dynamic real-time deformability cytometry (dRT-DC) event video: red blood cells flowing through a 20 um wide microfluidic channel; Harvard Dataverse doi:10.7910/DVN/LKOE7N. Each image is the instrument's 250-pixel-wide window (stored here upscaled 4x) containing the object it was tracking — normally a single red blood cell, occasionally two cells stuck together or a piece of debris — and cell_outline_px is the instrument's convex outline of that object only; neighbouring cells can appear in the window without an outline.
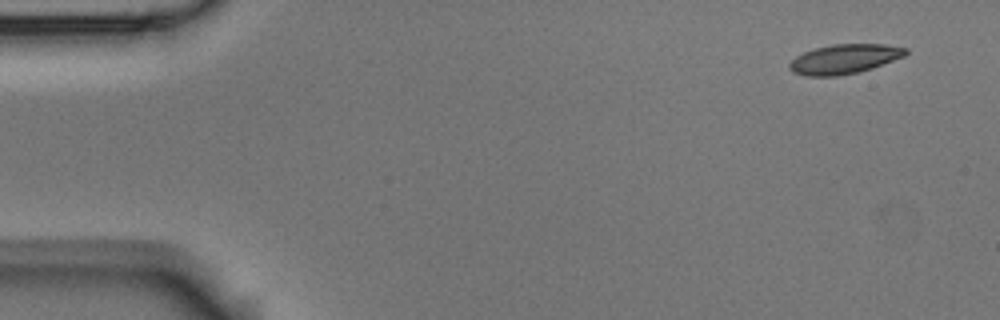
{"species": "Egyptian fruit bat (a non-hibernating species)", "species_latin": "Rousettus aegyptiacus", "temperature_condition": "room temperature", "stored_images_in_passage": 4, "camera_frame_rate_fps": 3000, "um_per_image_px": 0.085, "animal": {"sex": "male"}, "frame": {"image": 1, "passage_image": 1, "time_ms": 0.0, "image_size_px": [1000, 320], "cell_outline_px": [[908, 52], [904, 56], [872, 68], [860, 72], [836, 76], [804, 76], [792, 72], [788, 68], [788, 64], [796, 56], [804, 52], [816, 48], [832, 44], [884, 44], [908, 48]], "centroid_in_image_um": [71.75, 5.02], "position_along_channel_um": 13.2, "area_um2": 20.06}}